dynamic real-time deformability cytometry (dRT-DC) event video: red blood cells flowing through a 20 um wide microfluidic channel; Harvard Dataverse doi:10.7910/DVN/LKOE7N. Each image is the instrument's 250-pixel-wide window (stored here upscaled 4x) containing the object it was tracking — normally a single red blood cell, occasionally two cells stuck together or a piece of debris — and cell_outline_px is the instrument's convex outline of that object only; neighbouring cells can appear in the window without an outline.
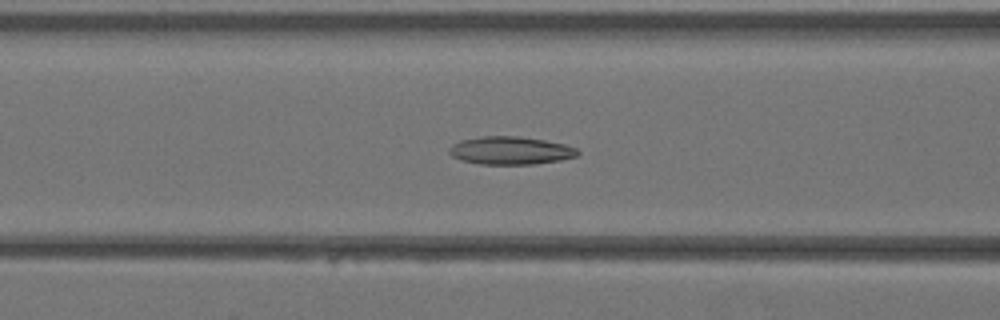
{"species": "Egyptian fruit bat (a non-hibernating species)", "species_latin": "Rousettus aegyptiacus", "temperature_condition": "warm", "stored_images_in_passage": 41, "segment_of_instrument_passage": [1, 2], "camera_frame_rate_fps": 3000, "um_per_image_px": 0.085, "animal": {"sex": "female"}, "frame": {"image": 1, "passage_image": 16, "time_ms": 5.0, "image_size_px": [1000, 320], "cell_outline_px": [[580, 152], [576, 156], [560, 160], [532, 164], [480, 164], [460, 160], [452, 156], [448, 152], [448, 148], [452, 144], [460, 140], [480, 136], [516, 136], [544, 140], [564, 144], [576, 148]], "centroid_in_image_um": [43.34, 12.79], "position_along_channel_um": 123.3, "area_um2": 20.92}}
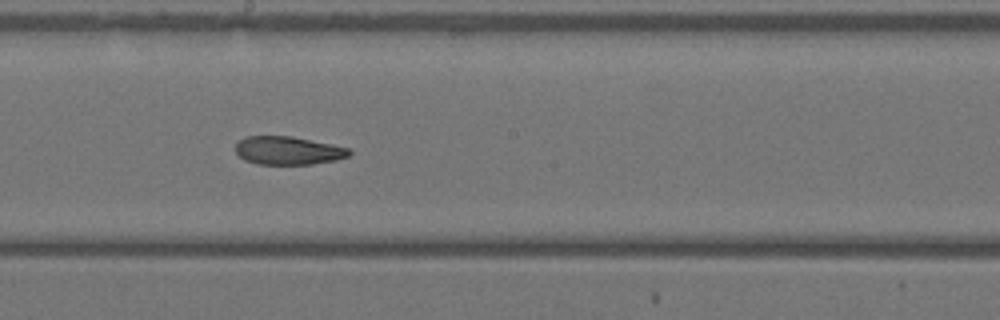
{"frame": {"image": 2, "passage_image": 22, "time_ms": 7.0, "image_size_px": [1000, 320], "cell_outline_px": [[352, 152], [348, 156], [336, 160], [312, 164], [256, 164], [244, 160], [236, 152], [236, 144], [244, 136], [292, 136], [348, 148]], "centroid_in_image_um": [24.46, 12.8], "position_along_channel_um": 223.7, "area_um2": 18.61}}
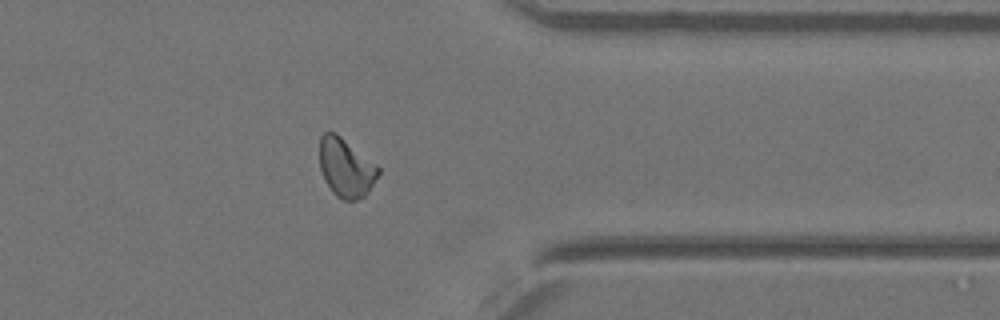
{"frame": {"image": 3, "passage_image": 32, "time_ms": 10.333, "image_size_px": [1000, 320], "cell_outline_px": [[380, 172], [368, 192], [364, 196], [356, 200], [344, 200], [336, 196], [332, 192], [324, 180], [320, 168], [320, 136], [324, 132], [336, 132], [376, 164], [380, 168]], "centroid_in_image_um": [29.39, 14.25], "position_along_channel_um": 382.0, "area_um2": 20.11}}